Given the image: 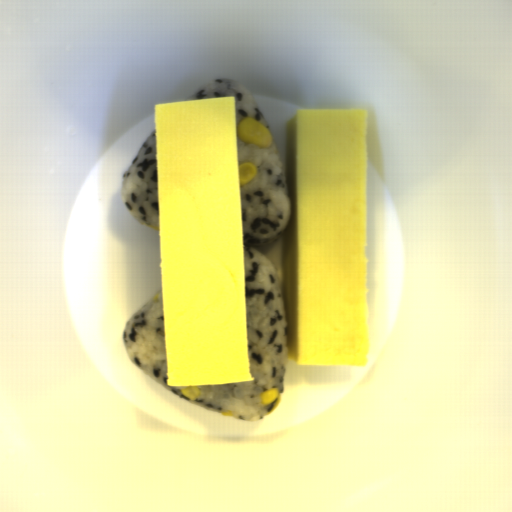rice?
<instances>
[{
  "label": "rice",
  "instance_id": "obj_1",
  "mask_svg": "<svg viewBox=\"0 0 512 512\" xmlns=\"http://www.w3.org/2000/svg\"><path fill=\"white\" fill-rule=\"evenodd\" d=\"M227 96H235L236 126L251 117L266 127L272 138L270 147L260 148L236 135L238 167L250 162L257 169L252 180L239 186L249 373L254 381L196 385L200 394L195 399L182 394L183 386L167 385L163 289L126 321L123 345L136 367L173 394L198 407L221 414L231 411L230 417L251 422L270 414L260 394L278 388L281 395L290 360L283 282L270 257L254 247L284 236L292 218V199L286 165L275 138L254 96L239 80L215 79L197 90L190 100Z\"/></svg>",
  "mask_w": 512,
  "mask_h": 512
},
{
  "label": "rice",
  "instance_id": "obj_2",
  "mask_svg": "<svg viewBox=\"0 0 512 512\" xmlns=\"http://www.w3.org/2000/svg\"><path fill=\"white\" fill-rule=\"evenodd\" d=\"M156 128L141 143L122 175V203L139 223L160 226Z\"/></svg>",
  "mask_w": 512,
  "mask_h": 512
}]
</instances>
